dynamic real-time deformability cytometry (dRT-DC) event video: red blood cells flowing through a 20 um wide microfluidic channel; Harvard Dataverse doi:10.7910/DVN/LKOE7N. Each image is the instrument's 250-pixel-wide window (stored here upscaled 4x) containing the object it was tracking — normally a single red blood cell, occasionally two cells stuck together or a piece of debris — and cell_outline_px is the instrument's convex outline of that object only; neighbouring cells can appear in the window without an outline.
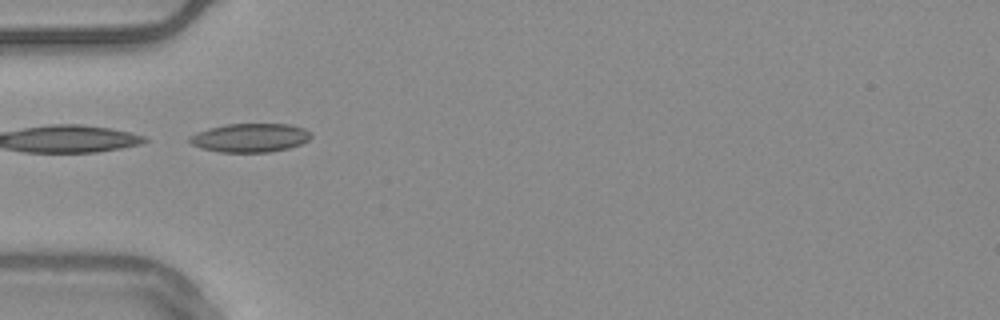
{"species": "common noctule bat (a hibernating species)", "species_latin": "Nyctalus noctula", "temperature_condition": "warm", "stored_images_in_passage": 4, "camera_frame_rate_fps": 3000, "um_per_image_px": 0.085, "animal": {"sex": "male", "body_mass_g": 20.4}, "frame": {"image": 1, "passage_image": 1, "time_ms": 0.0, "image_size_px": [1000, 320], "cell_outline_px": [[312, 136], [308, 140], [300, 144], [288, 148], [268, 152], [220, 152], [200, 148], [192, 144], [188, 140], [188, 136], [196, 132], [208, 128], [228, 124], [288, 124], [304, 128], [312, 132]], "centroid_in_image_um": [21.24, 11.7], "position_along_channel_um": 63.8, "area_um2": 20.4}}